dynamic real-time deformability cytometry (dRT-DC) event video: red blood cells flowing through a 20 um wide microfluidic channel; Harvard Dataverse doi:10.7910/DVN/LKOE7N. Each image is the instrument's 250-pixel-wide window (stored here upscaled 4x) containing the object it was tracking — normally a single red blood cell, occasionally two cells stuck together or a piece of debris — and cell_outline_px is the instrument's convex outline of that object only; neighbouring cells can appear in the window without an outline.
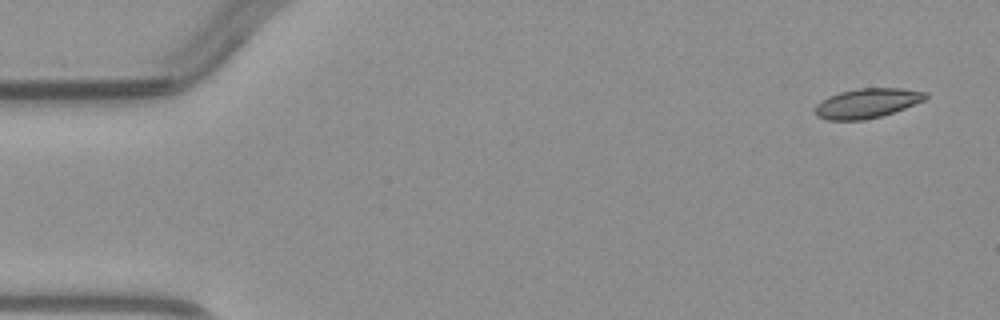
{"species": "common noctule bat (a hibernating species)", "species_latin": "Nyctalus noctula", "temperature_condition": "warm", "stored_images_in_passage": 4, "camera_frame_rate_fps": 3000, "um_per_image_px": 0.085, "animal": {"sex": "male", "body_mass_g": 23.1, "forearm_length_mm": 52.7}, "frame": {"image": 1, "passage_image": 1, "time_ms": 0.0, "image_size_px": [1000, 320], "cell_outline_px": [[928, 96], [924, 100], [904, 108], [880, 116], [864, 120], [828, 120], [816, 116], [812, 112], [816, 104], [820, 100], [828, 96], [840, 92], [856, 88], [900, 88], [928, 92]], "centroid_in_image_um": [73.64, 8.77], "position_along_channel_um": 11.4, "area_um2": 19.19}}
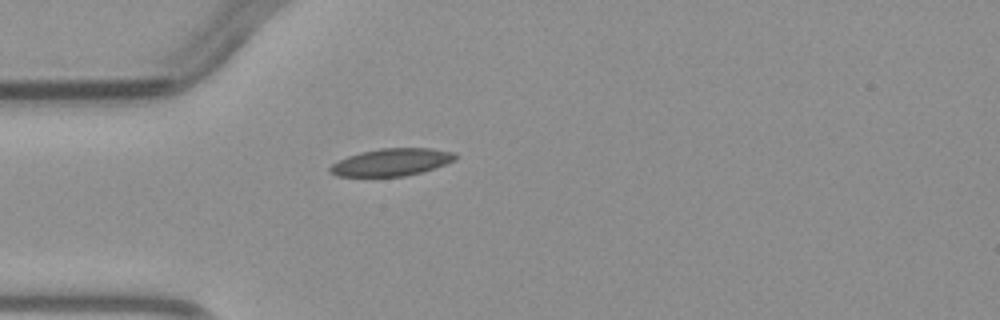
{"frame": {"image": 2, "passage_image": 4, "time_ms": 3.667, "image_size_px": [1000, 320], "cell_outline_px": [[456, 160], [420, 172], [404, 176], [336, 176], [328, 172], [328, 168], [332, 164], [348, 156], [360, 152], [380, 148], [432, 148], [456, 152]], "centroid_in_image_um": [33.26, 13.77], "position_along_channel_um": 51.7, "area_um2": 19.88}}